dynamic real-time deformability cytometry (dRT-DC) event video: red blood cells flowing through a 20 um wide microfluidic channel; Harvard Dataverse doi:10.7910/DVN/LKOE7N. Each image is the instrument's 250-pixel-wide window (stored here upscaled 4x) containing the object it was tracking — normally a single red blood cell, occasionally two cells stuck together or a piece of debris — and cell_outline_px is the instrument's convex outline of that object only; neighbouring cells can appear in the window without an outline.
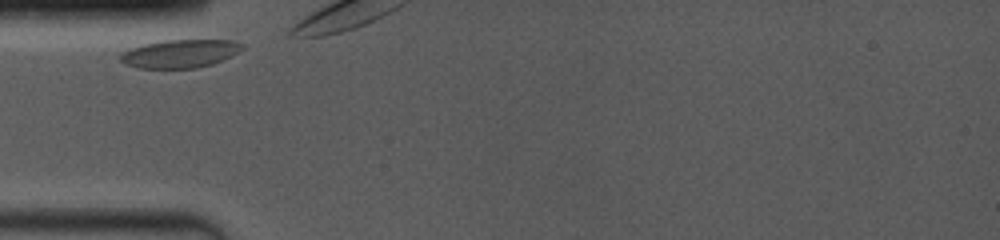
{"species": "common noctule bat (a hibernating species)", "species_latin": "Nyctalus noctula", "temperature_condition": "room temperature", "stored_images_in_passage": 5, "camera_frame_rate_fps": 4000, "um_per_image_px": 0.085, "animal": {"sex": "female", "body_mass_g": 19.0, "forearm_length_mm": 53.3}, "frame": {"image": 1, "passage_image": 1, "time_ms": 0.0, "image_size_px": [1000, 240], "cell_outline_px": [[244, 48], [232, 56], [212, 64], [196, 68], [136, 68], [124, 64], [120, 60], [120, 52], [144, 44], [164, 40], [232, 40], [244, 44]], "centroid_in_image_um": [15.3, 4.56], "position_along_channel_um": 69.7, "area_um2": 20.11}}